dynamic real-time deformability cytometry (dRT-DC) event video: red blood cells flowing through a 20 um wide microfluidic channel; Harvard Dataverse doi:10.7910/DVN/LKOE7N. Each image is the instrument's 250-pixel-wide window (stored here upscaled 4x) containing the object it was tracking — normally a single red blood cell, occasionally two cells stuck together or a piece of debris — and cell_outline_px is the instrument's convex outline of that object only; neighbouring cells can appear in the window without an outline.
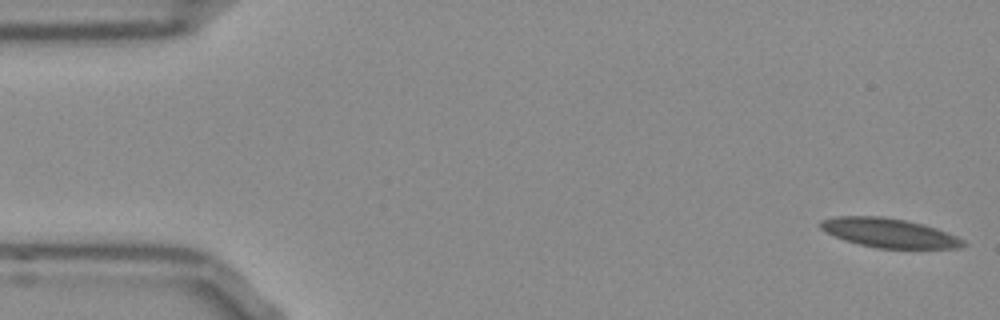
{"species": "Egyptian fruit bat (a non-hibernating species)", "species_latin": "Rousettus aegyptiacus", "temperature_condition": "room temperature", "stored_images_in_passage": 15, "camera_frame_rate_fps": 3000, "um_per_image_px": 0.085, "frame": {"image": 1, "passage_image": 1, "time_ms": 0.0, "image_size_px": [1000, 320], "cell_outline_px": [[964, 244], [960, 248], [876, 248], [844, 240], [820, 228], [820, 220], [836, 216], [880, 216], [904, 220], [936, 228], [956, 236], [964, 240]], "centroid_in_image_um": [75.55, 19.79], "position_along_channel_um": 9.5, "area_um2": 23.87}}
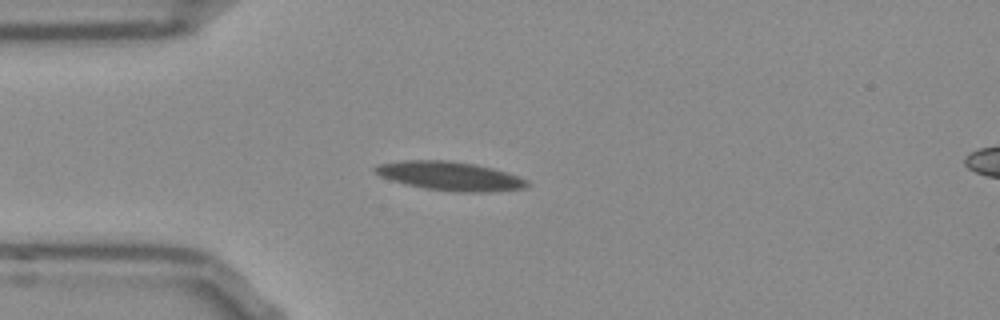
{"frame": {"image": 2, "passage_image": 13, "time_ms": 4.0, "image_size_px": [1000, 320], "cell_outline_px": [[532, 184], [524, 188], [480, 192], [456, 192], [424, 188], [404, 184], [380, 176], [372, 168], [376, 164], [400, 160], [452, 160], [476, 164], [508, 172], [528, 180]], "centroid_in_image_um": [38.23, 14.95], "position_along_channel_um": 46.8, "area_um2": 25.78}}